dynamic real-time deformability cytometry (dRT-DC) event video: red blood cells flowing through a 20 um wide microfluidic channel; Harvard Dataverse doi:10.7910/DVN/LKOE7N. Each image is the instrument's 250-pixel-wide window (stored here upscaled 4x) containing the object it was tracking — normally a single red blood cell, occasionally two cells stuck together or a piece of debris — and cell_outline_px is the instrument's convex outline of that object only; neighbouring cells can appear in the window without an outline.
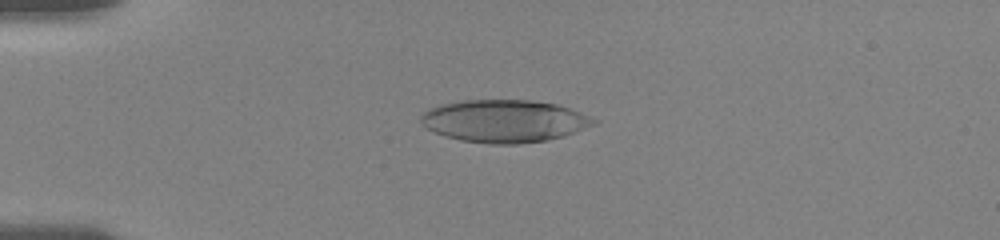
{"species": "human", "species_latin": "Homo sapiens", "temperature_condition": "room temperature", "stored_images_in_passage": 35, "camera_frame_rate_fps": 3000, "um_per_image_px": 0.085, "donor": {"sex": "female"}, "frame": {"image": 1, "passage_image": 17, "time_ms": 4.333, "image_size_px": [1000, 240], "cell_outline_px": [[600, 120], [596, 124], [564, 136], [548, 140], [516, 144], [488, 144], [460, 140], [436, 132], [428, 128], [420, 120], [420, 116], [428, 108], [440, 104], [464, 100], [528, 100], [556, 104], [580, 112]], "centroid_in_image_um": [42.89, 10.29], "position_along_channel_um": 42.1, "area_um2": 42.77}}
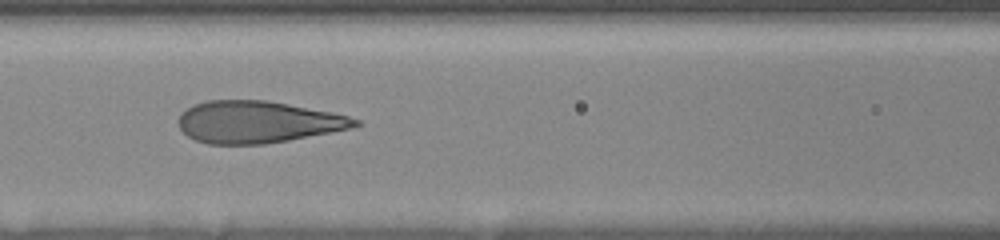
{"frame": {"image": 2, "passage_image": 28, "time_ms": 8.0, "image_size_px": [1000, 240], "cell_outline_px": [[360, 124], [352, 128], [288, 140], [264, 144], [208, 144], [196, 140], [188, 136], [180, 128], [176, 120], [180, 112], [192, 104], [208, 100], [268, 100], [332, 112], [348, 116], [360, 120]], "centroid_in_image_um": [21.86, 10.36], "position_along_channel_um": 144.7, "area_um2": 43.35}}
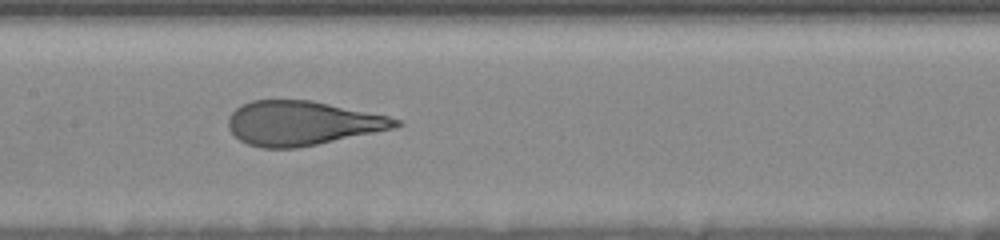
{"frame": {"image": 3, "passage_image": 34, "time_ms": 9.0, "image_size_px": [1000, 240], "cell_outline_px": [[404, 124], [392, 128], [316, 144], [296, 148], [260, 148], [248, 144], [240, 140], [228, 128], [228, 120], [232, 112], [236, 108], [252, 100], [312, 100], [388, 116], [400, 120]], "centroid_in_image_um": [25.65, 10.46], "position_along_channel_um": 181.7, "area_um2": 42.71}}